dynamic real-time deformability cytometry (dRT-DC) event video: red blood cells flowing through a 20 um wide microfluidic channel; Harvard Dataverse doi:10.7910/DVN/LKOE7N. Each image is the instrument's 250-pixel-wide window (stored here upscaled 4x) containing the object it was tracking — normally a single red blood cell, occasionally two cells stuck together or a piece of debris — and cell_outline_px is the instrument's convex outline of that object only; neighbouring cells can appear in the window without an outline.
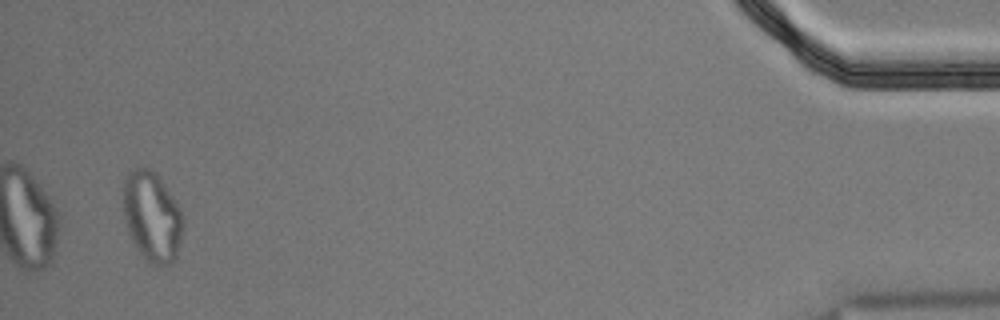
{"species": "Egyptian fruit bat (a non-hibernating species)", "species_latin": "Rousettus aegyptiacus", "temperature_condition": "cold", "stored_images_in_passage": 43, "segment_of_instrument_passage": [2, 2], "camera_frame_rate_fps": 3000, "um_per_image_px": 0.085, "animal": {"sex": "male"}, "frame": {"image": 1, "passage_image": 41, "time_ms": 13.333, "image_size_px": [1000, 320], "cell_outline_px": [[184, 224], [176, 256], [168, 264], [152, 264], [140, 252], [124, 220], [124, 180], [128, 172], [132, 168], [148, 168], [156, 172], [176, 200], [184, 216]], "centroid_in_image_um": [12.95, 18.34], "position_along_channel_um": 422.3, "area_um2": 30.92}}